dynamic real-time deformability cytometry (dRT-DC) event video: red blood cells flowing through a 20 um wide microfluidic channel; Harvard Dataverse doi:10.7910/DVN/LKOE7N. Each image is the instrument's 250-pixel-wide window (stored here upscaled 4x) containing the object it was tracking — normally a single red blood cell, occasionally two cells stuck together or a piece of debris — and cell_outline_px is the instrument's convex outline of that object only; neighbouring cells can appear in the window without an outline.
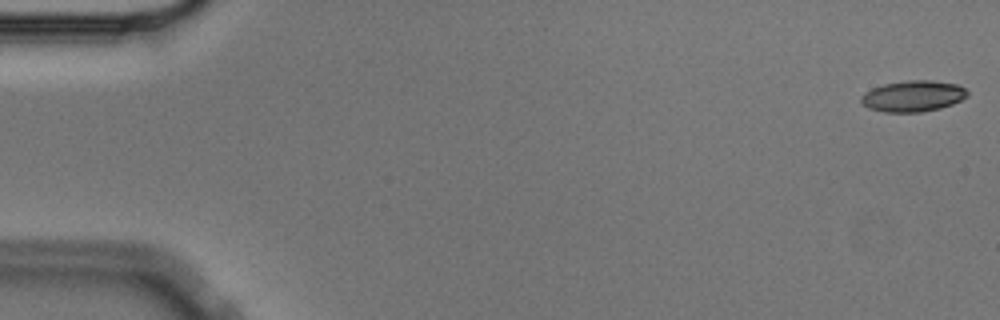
{"species": "Egyptian fruit bat (a non-hibernating species)", "species_latin": "Rousettus aegyptiacus", "temperature_condition": "cold", "stored_images_in_passage": 55, "camera_frame_rate_fps": 3000, "um_per_image_px": 0.085, "animal": {"sex": "male"}, "frame": {"image": 1, "passage_image": 1, "time_ms": 0.0, "image_size_px": [1000, 320], "cell_outline_px": [[968, 96], [952, 104], [940, 108], [920, 112], [884, 112], [868, 108], [860, 100], [860, 96], [864, 92], [872, 88], [884, 84], [908, 80], [932, 80], [956, 84], [964, 88], [968, 92]], "centroid_in_image_um": [77.59, 8.17], "position_along_channel_um": 7.4, "area_um2": 19.25}}
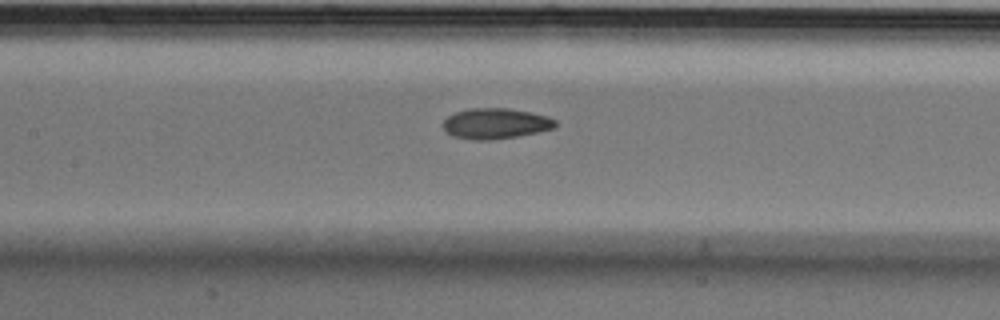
{"frame": {"image": 2, "passage_image": 26, "time_ms": 8.333, "image_size_px": [1000, 320], "cell_outline_px": [[556, 128], [516, 136], [488, 140], [472, 140], [452, 136], [444, 132], [444, 120], [448, 116], [456, 112], [468, 108], [508, 108], [532, 112], [548, 116], [556, 120]], "centroid_in_image_um": [42.12, 10.49], "position_along_channel_um": 165.3, "area_um2": 20.11}}
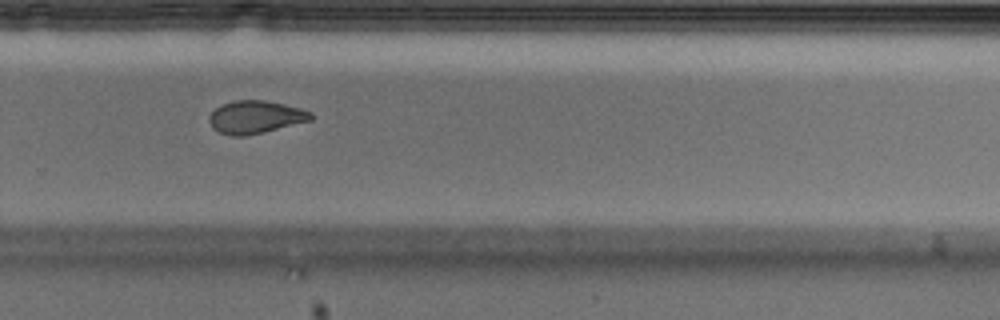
{"frame": {"image": 3, "passage_image": 38, "time_ms": 12.333, "image_size_px": [1000, 320], "cell_outline_px": [[312, 120], [264, 132], [244, 136], [232, 136], [220, 132], [212, 128], [208, 120], [208, 116], [220, 104], [236, 100], [264, 100], [284, 104], [300, 108], [312, 112]], "centroid_in_image_um": [21.69, 9.95], "position_along_channel_um": 308.1, "area_um2": 19.48}}